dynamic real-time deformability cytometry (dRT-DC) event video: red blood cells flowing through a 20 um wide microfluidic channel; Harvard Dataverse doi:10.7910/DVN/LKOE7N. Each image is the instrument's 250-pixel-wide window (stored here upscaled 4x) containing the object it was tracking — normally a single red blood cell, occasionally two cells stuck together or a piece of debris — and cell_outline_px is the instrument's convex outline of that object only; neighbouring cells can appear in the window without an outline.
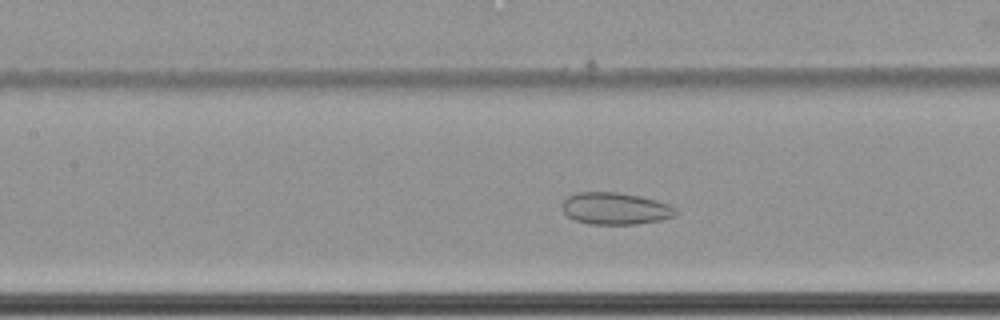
{"species": "common noctule bat (a hibernating species)", "species_latin": "Nyctalus noctula", "temperature_condition": "cold", "stored_images_in_passage": 61, "camera_frame_rate_fps": 3000, "um_per_image_px": 0.085, "animal": {"sex": "female", "body_mass_g": 22.7, "forearm_length_mm": 54.2}, "frame": {"image": 1, "passage_image": 29, "time_ms": 9.333, "image_size_px": [1000, 320], "cell_outline_px": [[680, 212], [676, 216], [660, 220], [636, 224], [592, 224], [576, 220], [568, 216], [560, 208], [560, 204], [568, 196], [576, 192], [616, 192], [640, 196], [656, 200], [668, 204], [676, 208]], "centroid_in_image_um": [52.31, 17.72], "position_along_channel_um": 155.1, "area_um2": 21.33}}
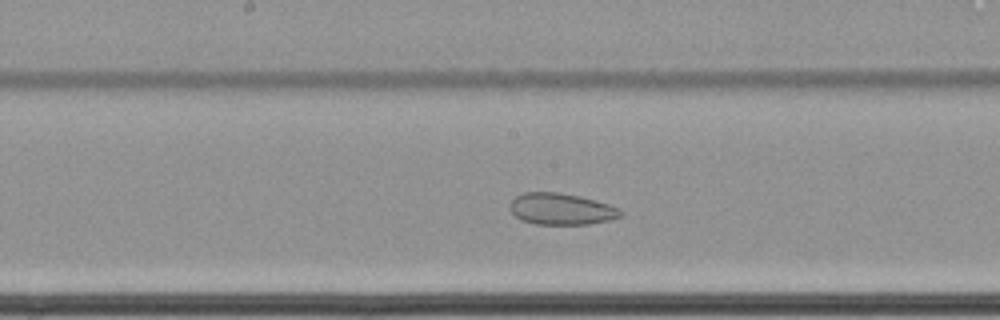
{"frame": {"image": 2, "passage_image": 33, "time_ms": 10.667, "image_size_px": [1000, 320], "cell_outline_px": [[624, 212], [620, 216], [608, 220], [588, 224], [536, 224], [520, 220], [508, 208], [508, 204], [516, 196], [524, 192], [560, 192], [580, 196], [608, 204], [620, 208]], "centroid_in_image_um": [47.67, 17.76], "position_along_channel_um": 200.5, "area_um2": 20.4}}
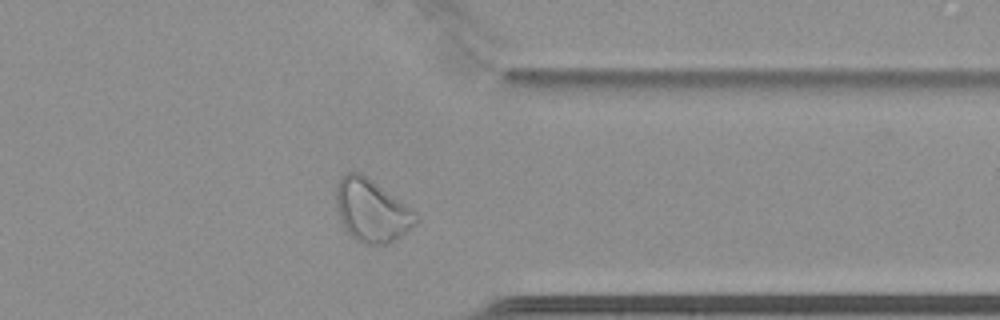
{"frame": {"image": 3, "passage_image": 49, "time_ms": 16.0, "image_size_px": [1000, 320], "cell_outline_px": [[420, 220], [416, 224], [396, 240], [384, 244], [364, 244], [356, 240], [344, 232], [336, 212], [336, 184], [348, 172], [360, 172], [416, 212], [420, 216]], "centroid_in_image_um": [31.57, 17.94], "position_along_channel_um": 379.8, "area_um2": 29.25}}